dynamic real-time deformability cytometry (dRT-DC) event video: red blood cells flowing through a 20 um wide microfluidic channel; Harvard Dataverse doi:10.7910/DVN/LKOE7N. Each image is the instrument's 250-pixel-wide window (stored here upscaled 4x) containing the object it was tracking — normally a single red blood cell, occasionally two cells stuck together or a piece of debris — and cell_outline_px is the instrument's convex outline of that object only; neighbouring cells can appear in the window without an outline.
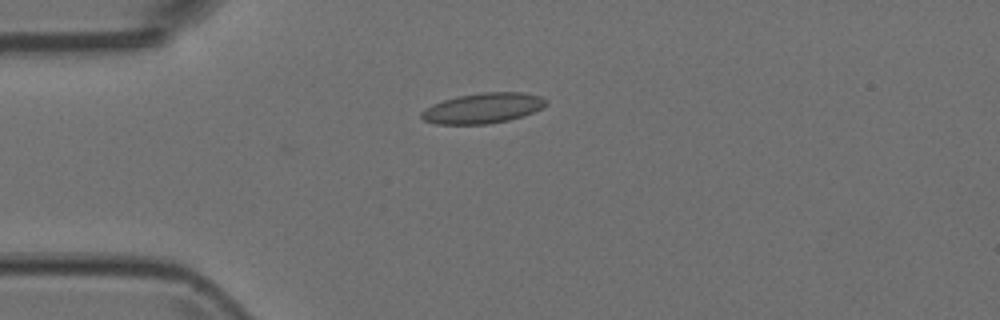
{"species": "Egyptian fruit bat (a non-hibernating species)", "species_latin": "Rousettus aegyptiacus", "temperature_condition": "room temperature", "stored_images_in_passage": 5, "camera_frame_rate_fps": 3000, "um_per_image_px": 0.085, "animal": {"sex": "female"}, "frame": {"image": 1, "passage_image": 5, "time_ms": 1.333, "image_size_px": [1000, 320], "cell_outline_px": [[548, 104], [524, 116], [508, 120], [488, 124], [436, 124], [424, 120], [420, 116], [420, 112], [432, 104], [444, 100], [460, 96], [484, 92], [524, 92], [540, 96], [548, 100]], "centroid_in_image_um": [41.06, 9.19], "position_along_channel_um": 43.9, "area_um2": 21.96}}